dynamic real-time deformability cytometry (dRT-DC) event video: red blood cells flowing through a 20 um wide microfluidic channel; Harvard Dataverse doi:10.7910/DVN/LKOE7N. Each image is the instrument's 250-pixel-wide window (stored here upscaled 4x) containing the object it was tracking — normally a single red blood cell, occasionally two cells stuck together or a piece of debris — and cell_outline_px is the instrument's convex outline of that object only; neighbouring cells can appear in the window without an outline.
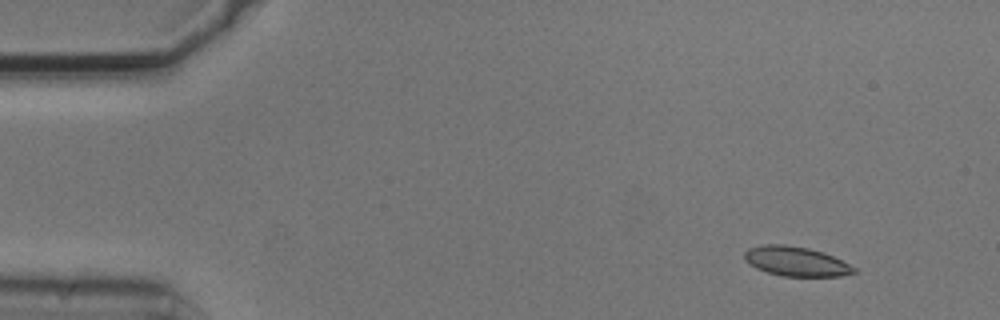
{"species": "common noctule bat (a hibernating species)", "species_latin": "Nyctalus noctula", "temperature_condition": "cold", "stored_images_in_passage": 3, "camera_frame_rate_fps": 3000, "um_per_image_px": 0.085, "animal": {"sex": "male", "body_mass_g": 20.5, "forearm_length_mm": 52.5}, "frame": {"image": 1, "passage_image": 1, "time_ms": 0.0, "image_size_px": [1000, 320], "cell_outline_px": [[856, 272], [840, 276], [784, 276], [768, 272], [756, 268], [744, 260], [744, 252], [748, 248], [764, 244], [784, 244], [808, 248], [824, 252], [856, 268]], "centroid_in_image_um": [67.63, 22.2], "position_along_channel_um": 17.4, "area_um2": 18.73}}